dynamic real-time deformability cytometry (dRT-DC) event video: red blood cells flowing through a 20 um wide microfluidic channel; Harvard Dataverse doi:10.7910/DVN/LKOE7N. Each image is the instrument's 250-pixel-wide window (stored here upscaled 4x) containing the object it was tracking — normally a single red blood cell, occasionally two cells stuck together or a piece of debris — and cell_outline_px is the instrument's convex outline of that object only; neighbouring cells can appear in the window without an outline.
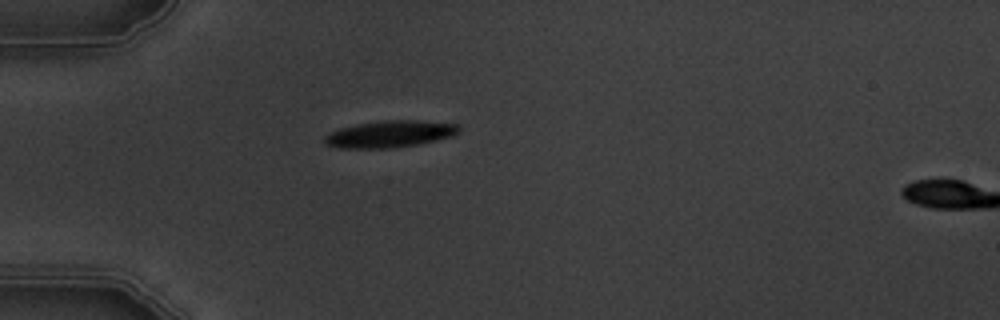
{"species": "common noctule bat (a hibernating species)", "species_latin": "Nyctalus noctula", "temperature_condition": "warm", "stored_images_in_passage": 2, "camera_frame_rate_fps": 3000, "um_per_image_px": 0.085, "animal": {"sex": "male", "body_mass_g": 19.5, "forearm_length_mm": 54.6}, "frame": {"image": 1, "passage_image": 1, "time_ms": 0.0, "image_size_px": [1000, 320], "cell_outline_px": [[460, 132], [452, 136], [416, 144], [396, 148], [336, 148], [324, 144], [324, 136], [340, 128], [356, 124], [384, 120], [416, 120], [460, 124]], "centroid_in_image_um": [33.13, 11.39], "position_along_channel_um": 51.9, "area_um2": 21.04}}